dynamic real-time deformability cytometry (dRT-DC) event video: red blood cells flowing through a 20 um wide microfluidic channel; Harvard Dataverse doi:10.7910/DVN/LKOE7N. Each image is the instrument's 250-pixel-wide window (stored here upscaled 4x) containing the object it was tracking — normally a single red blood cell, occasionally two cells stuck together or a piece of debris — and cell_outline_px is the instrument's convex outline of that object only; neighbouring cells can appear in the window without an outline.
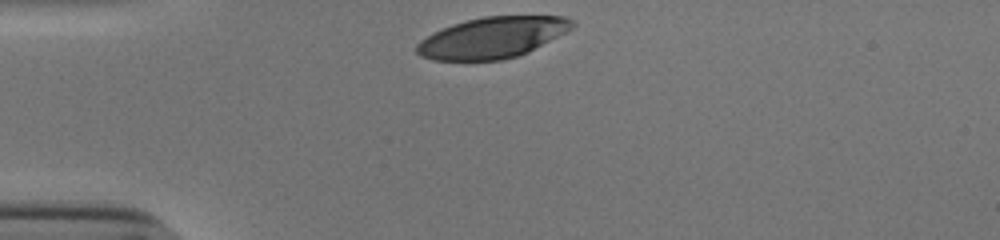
{"species": "human", "species_latin": "Homo sapiens", "temperature_condition": "cold", "stored_images_in_passage": 30, "camera_frame_rate_fps": 3000, "um_per_image_px": 0.085, "donor": {"sex": "male"}, "frame": {"image": 1, "passage_image": 1, "time_ms": 0.0, "image_size_px": [1000, 240], "cell_outline_px": [[576, 24], [572, 28], [528, 52], [516, 56], [500, 60], [432, 60], [420, 56], [416, 52], [416, 44], [420, 40], [452, 24], [484, 16], [564, 16], [572, 20]], "centroid_in_image_um": [41.84, 3.19], "position_along_channel_um": 43.2, "area_um2": 36.76}}
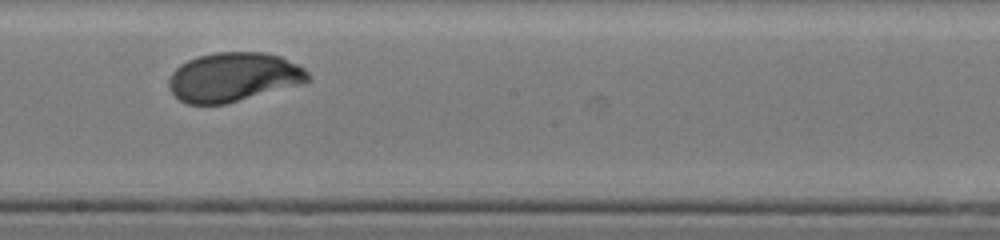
{"frame": {"image": 2, "passage_image": 18, "time_ms": 5.667, "image_size_px": [1000, 240], "cell_outline_px": [[312, 80], [300, 84], [224, 104], [188, 104], [180, 100], [168, 88], [168, 80], [172, 72], [180, 64], [188, 60], [200, 56], [216, 52], [264, 52], [280, 56], [300, 64], [312, 76]], "centroid_in_image_um": [19.87, 6.54], "position_along_channel_um": 228.3, "area_um2": 39.82}}
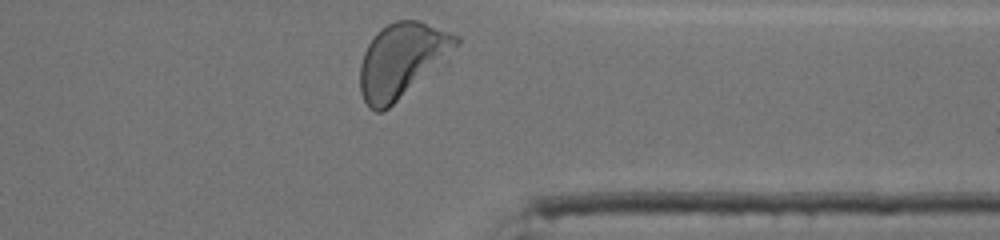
{"frame": {"image": 3, "passage_image": 30, "time_ms": 9.667, "image_size_px": [1000, 240], "cell_outline_px": [[460, 40], [448, 64], [384, 112], [376, 112], [368, 108], [360, 92], [360, 64], [364, 52], [368, 44], [376, 32], [380, 28], [396, 20], [420, 20], [460, 36]], "centroid_in_image_um": [34.23, 5.16], "position_along_channel_um": 377.2, "area_um2": 43.35}, "authors_computed_cell_mechanics": {"area_um2": 39.7953, "velocity_mm_per_s": 3.7979, "shape_relaxation_time_tau1_ms": 2.6486, "shape_relaxation_time_tau2_ms": null, "deformation_change_tau1": 0.1579, "deformation_change_tau2": null}}